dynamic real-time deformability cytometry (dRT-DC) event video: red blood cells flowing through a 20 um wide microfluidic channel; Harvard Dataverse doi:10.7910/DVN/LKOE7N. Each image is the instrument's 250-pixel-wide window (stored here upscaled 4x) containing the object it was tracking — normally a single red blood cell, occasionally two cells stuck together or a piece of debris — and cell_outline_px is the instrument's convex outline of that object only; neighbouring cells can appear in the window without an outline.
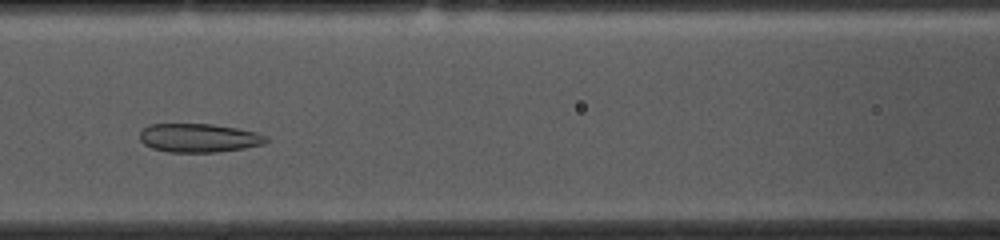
{"species": "common noctule bat (a hibernating species)", "species_latin": "Nyctalus noctula", "temperature_condition": "cold", "stored_images_in_passage": 31, "camera_frame_rate_fps": 3000, "um_per_image_px": 0.085, "animal": {"sex": "female", "body_mass_g": 10.0, "forearm_length_mm": 53.1}, "frame": {"image": 1, "passage_image": 9, "time_ms": 2.667, "image_size_px": [1000, 240], "cell_outline_px": [[268, 140], [264, 144], [244, 148], [216, 152], [168, 152], [152, 148], [144, 144], [140, 140], [140, 132], [148, 124], [212, 124], [236, 128], [256, 132], [268, 136]], "centroid_in_image_um": [16.9, 11.72], "position_along_channel_um": 149.7, "area_um2": 21.15}}
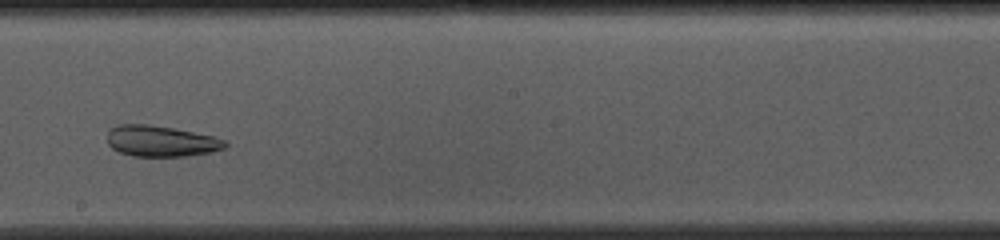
{"frame": {"image": 2, "passage_image": 16, "time_ms": 5.0, "image_size_px": [1000, 240], "cell_outline_px": [[228, 144], [224, 148], [212, 152], [184, 156], [132, 156], [120, 152], [112, 148], [108, 144], [108, 128], [116, 124], [148, 124], [172, 128], [212, 136], [224, 140]], "centroid_in_image_um": [13.63, 11.99], "position_along_channel_um": 234.6, "area_um2": 21.21}}
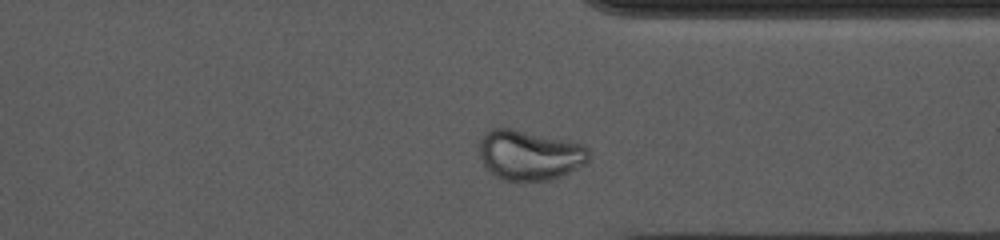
{"frame": {"image": 3, "passage_image": 27, "time_ms": 8.667, "image_size_px": [1000, 240], "cell_outline_px": [[588, 160], [584, 164], [560, 176], [548, 180], [504, 180], [496, 176], [484, 164], [480, 156], [480, 140], [484, 132], [488, 128], [512, 128], [584, 144], [588, 148]], "centroid_in_image_um": [44.99, 13.15], "position_along_channel_um": 366.4, "area_um2": 31.62}}